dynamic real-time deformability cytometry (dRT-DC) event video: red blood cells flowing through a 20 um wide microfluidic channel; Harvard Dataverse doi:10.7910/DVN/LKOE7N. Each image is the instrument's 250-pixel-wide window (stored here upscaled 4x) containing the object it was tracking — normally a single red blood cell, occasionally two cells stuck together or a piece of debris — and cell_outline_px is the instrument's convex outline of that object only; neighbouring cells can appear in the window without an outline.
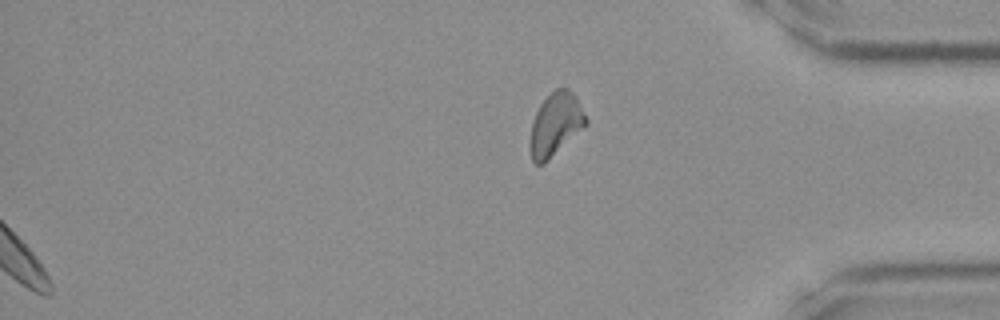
{"species": "Egyptian fruit bat (a non-hibernating species)", "species_latin": "Rousettus aegyptiacus", "temperature_condition": "room temperature", "stored_images_in_passage": 32, "segment_of_instrument_passage": [2, 2], "camera_frame_rate_fps": 3000, "um_per_image_px": 0.085, "frame": {"image": 1, "passage_image": 32, "time_ms": 10.333, "image_size_px": [1000, 320], "cell_outline_px": [[588, 124], [544, 164], [536, 164], [532, 160], [528, 148], [528, 140], [532, 120], [540, 104], [556, 88], [568, 88], [576, 96], [588, 120]], "centroid_in_image_um": [47.19, 10.6], "position_along_channel_um": 388.0, "area_um2": 20.75}}